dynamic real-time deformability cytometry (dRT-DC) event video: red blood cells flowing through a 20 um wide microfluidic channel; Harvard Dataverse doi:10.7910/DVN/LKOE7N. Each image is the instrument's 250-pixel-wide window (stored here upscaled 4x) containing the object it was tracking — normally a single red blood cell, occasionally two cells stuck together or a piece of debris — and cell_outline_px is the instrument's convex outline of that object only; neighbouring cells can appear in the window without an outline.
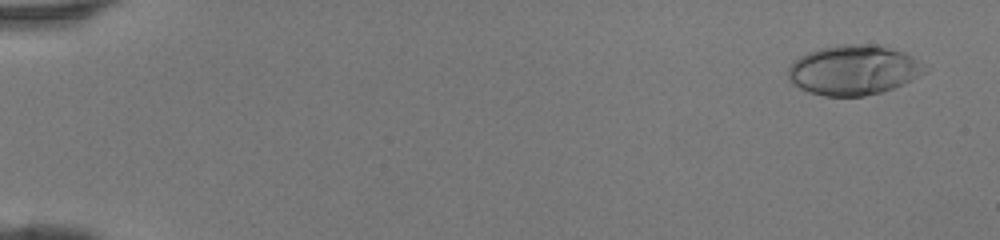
{"species": "human", "species_latin": "Homo sapiens", "temperature_condition": "room temperature", "stored_images_in_passage": 45, "camera_frame_rate_fps": 3000, "um_per_image_px": 0.085, "donor": {"sex": "female"}, "frame": {"image": 1, "passage_image": 1, "time_ms": 0.0, "image_size_px": [1000, 240], "cell_outline_px": [[928, 72], [912, 80], [892, 88], [880, 92], [864, 96], [824, 96], [808, 92], [792, 84], [788, 80], [788, 68], [800, 56], [808, 52], [820, 48], [840, 44], [884, 44], [904, 52], [912, 56], [928, 68]], "centroid_in_image_um": [72.58, 5.94], "position_along_channel_um": 12.4, "area_um2": 40.06}}
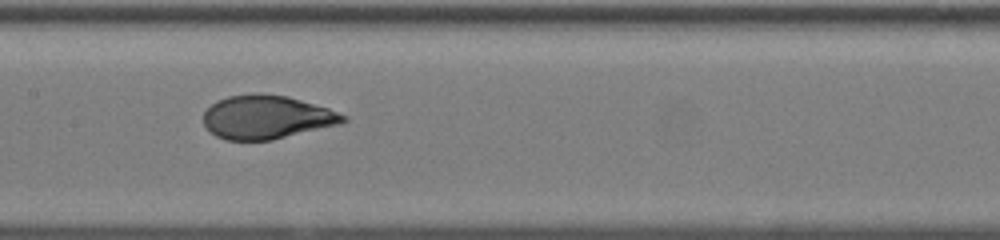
{"frame": {"image": 2, "passage_image": 23, "time_ms": 7.333, "image_size_px": [1000, 240], "cell_outline_px": [[348, 120], [340, 124], [272, 140], [228, 140], [216, 136], [204, 124], [204, 112], [216, 100], [228, 96], [256, 92], [288, 96], [328, 108], [348, 116]], "centroid_in_image_um": [22.68, 9.94], "position_along_channel_um": 184.7, "area_um2": 35.55}}
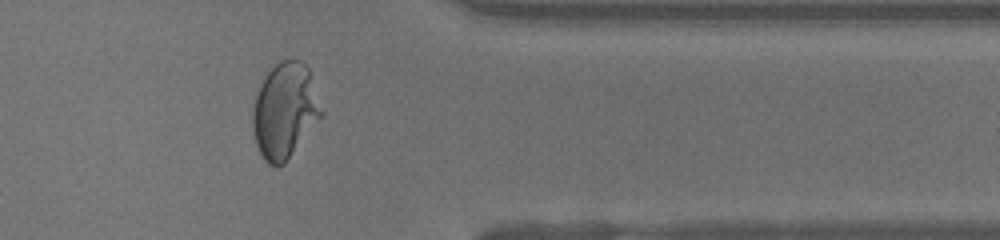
{"frame": {"image": 3, "passage_image": 37, "time_ms": 12.0, "image_size_px": [1000, 240], "cell_outline_px": [[324, 116], [284, 164], [268, 164], [264, 160], [256, 144], [252, 132], [252, 108], [260, 84], [268, 72], [280, 60], [300, 60], [308, 68], [324, 112]], "centroid_in_image_um": [24.22, 9.42], "position_along_channel_um": 387.2, "area_um2": 38.32}}